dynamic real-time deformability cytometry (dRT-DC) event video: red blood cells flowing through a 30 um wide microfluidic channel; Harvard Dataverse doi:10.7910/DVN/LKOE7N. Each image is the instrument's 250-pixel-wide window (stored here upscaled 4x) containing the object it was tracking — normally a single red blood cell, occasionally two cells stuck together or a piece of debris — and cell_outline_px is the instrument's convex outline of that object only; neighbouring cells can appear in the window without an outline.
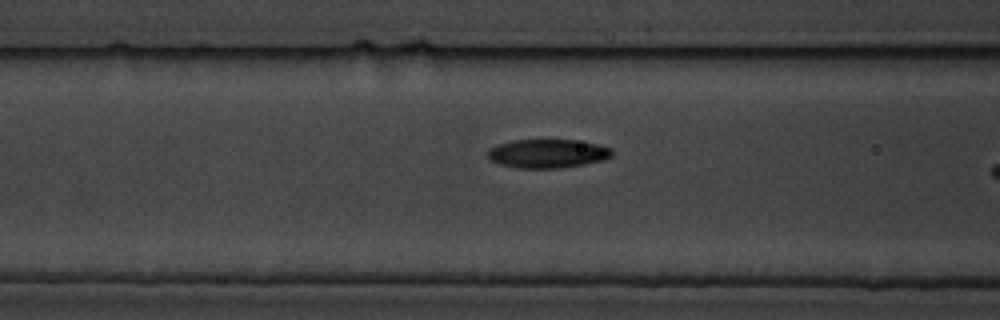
{"species": "common noctule bat (a hibernating species)", "species_latin": "Nyctalus noctula", "temperature_condition": "cold", "stored_images_in_passage": 16, "camera_frame_rate_fps": 3000, "um_per_image_px": 0.085, "animal": {"sex": "male", "body_mass_g": 19.5, "forearm_length_mm": 54.6}, "frame": {"image": 1, "passage_image": 14, "time_ms": 4.333, "image_size_px": [1000, 320], "cell_outline_px": [[612, 156], [604, 160], [584, 164], [560, 168], [516, 168], [500, 164], [492, 160], [488, 156], [488, 148], [512, 140], [572, 140], [596, 144], [612, 148]], "centroid_in_image_um": [46.55, 13.06], "position_along_channel_um": 120.1, "area_um2": 20.69}}